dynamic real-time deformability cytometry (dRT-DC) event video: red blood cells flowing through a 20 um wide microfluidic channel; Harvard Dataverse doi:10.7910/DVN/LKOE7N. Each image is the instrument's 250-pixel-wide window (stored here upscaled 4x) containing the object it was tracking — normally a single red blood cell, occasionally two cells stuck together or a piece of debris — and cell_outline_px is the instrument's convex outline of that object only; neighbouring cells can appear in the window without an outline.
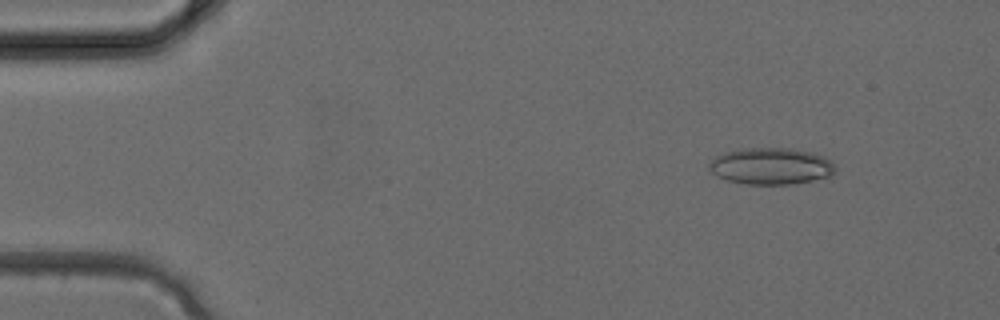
{"species": "common noctule bat (a hibernating species)", "species_latin": "Nyctalus noctula", "temperature_condition": "cold", "stored_images_in_passage": 3, "camera_frame_rate_fps": 3000, "um_per_image_px": 0.085, "animal": {"sex": "female", "body_mass_g": 24.6, "forearm_length_mm": 56.2}, "frame": {"image": 1, "passage_image": 2, "time_ms": 0.333, "image_size_px": [1000, 320], "cell_outline_px": [[836, 172], [832, 176], [792, 184], [748, 184], [728, 180], [712, 172], [708, 168], [708, 164], [716, 156], [724, 152], [740, 148], [792, 148], [812, 152], [824, 156], [832, 160], [836, 168]], "centroid_in_image_um": [65.58, 14.11], "position_along_channel_um": 19.4, "area_um2": 27.11}}